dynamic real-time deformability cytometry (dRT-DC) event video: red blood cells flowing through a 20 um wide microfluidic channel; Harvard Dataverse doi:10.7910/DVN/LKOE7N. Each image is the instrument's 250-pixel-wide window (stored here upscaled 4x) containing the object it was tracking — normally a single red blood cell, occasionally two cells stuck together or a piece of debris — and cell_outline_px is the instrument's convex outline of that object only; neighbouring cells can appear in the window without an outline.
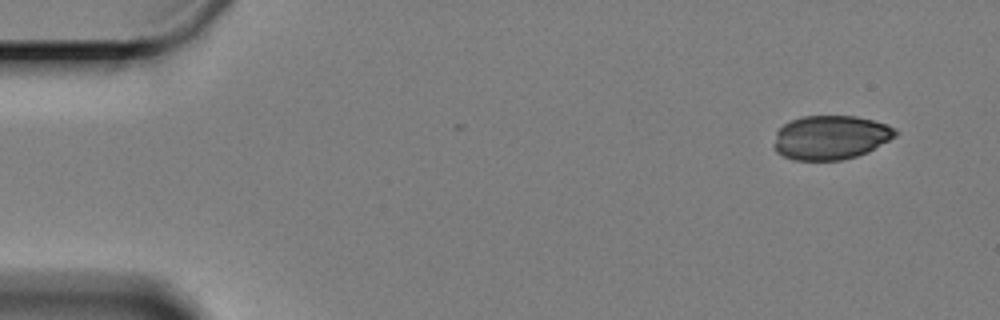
{"species": "Egyptian fruit bat (a non-hibernating species)", "species_latin": "Rousettus aegyptiacus", "temperature_condition": "cold", "stored_images_in_passage": 57, "camera_frame_rate_fps": 3000, "um_per_image_px": 0.085, "animal": {"sex": "female"}, "frame": {"image": 1, "passage_image": 1, "time_ms": 0.0, "image_size_px": [1000, 320], "cell_outline_px": [[900, 132], [896, 136], [868, 152], [856, 156], [840, 160], [796, 160], [784, 156], [776, 152], [772, 144], [776, 132], [784, 124], [792, 120], [804, 116], [856, 116], [888, 124]], "centroid_in_image_um": [70.6, 11.68], "position_along_channel_um": 14.4, "area_um2": 31.27}}
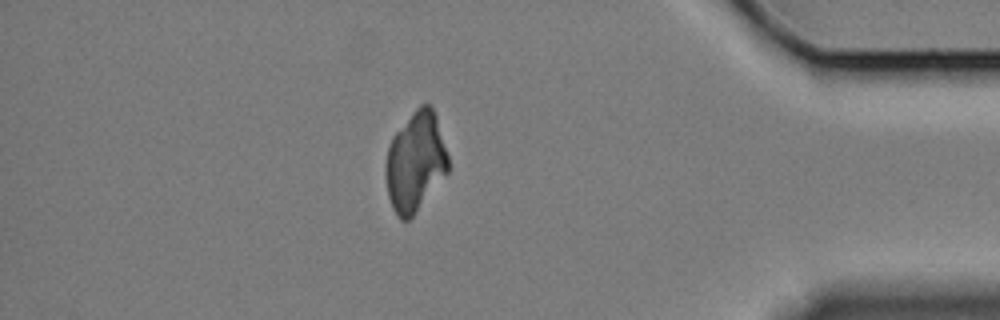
{"frame": {"image": 2, "passage_image": 49, "time_ms": 16.0, "image_size_px": [1000, 320], "cell_outline_px": [[448, 172], [412, 216], [408, 220], [400, 220], [396, 216], [392, 208], [388, 196], [384, 168], [388, 148], [392, 136], [412, 112], [420, 104], [428, 104], [432, 108], [436, 116], [448, 156]], "centroid_in_image_um": [35.28, 13.76], "position_along_channel_um": 399.9, "area_um2": 36.07}}
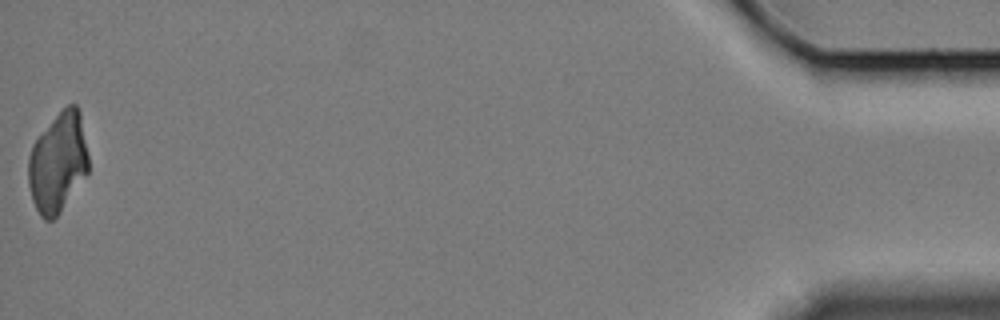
{"frame": {"image": 3, "passage_image": 57, "time_ms": 18.667, "image_size_px": [1000, 320], "cell_outline_px": [[88, 172], [60, 212], [52, 220], [44, 220], [40, 216], [32, 200], [28, 184], [28, 156], [32, 144], [52, 120], [68, 104], [76, 104], [80, 112], [88, 156]], "centroid_in_image_um": [4.9, 13.83], "position_along_channel_um": 430.3, "area_um2": 34.68}}